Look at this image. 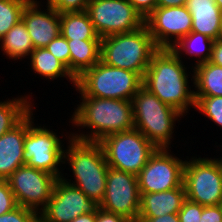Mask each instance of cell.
Masks as SVG:
<instances>
[{
	"label": "cell",
	"instance_id": "obj_1",
	"mask_svg": "<svg viewBox=\"0 0 222 222\" xmlns=\"http://www.w3.org/2000/svg\"><path fill=\"white\" fill-rule=\"evenodd\" d=\"M189 77L187 67L172 49L159 48L151 57L142 86L186 116L191 107L195 108Z\"/></svg>",
	"mask_w": 222,
	"mask_h": 222
},
{
	"label": "cell",
	"instance_id": "obj_2",
	"mask_svg": "<svg viewBox=\"0 0 222 222\" xmlns=\"http://www.w3.org/2000/svg\"><path fill=\"white\" fill-rule=\"evenodd\" d=\"M79 102L71 117L72 126L91 129L89 132L71 133L84 141L100 142L105 136L134 128L131 100L105 99L90 96L79 97Z\"/></svg>",
	"mask_w": 222,
	"mask_h": 222
},
{
	"label": "cell",
	"instance_id": "obj_3",
	"mask_svg": "<svg viewBox=\"0 0 222 222\" xmlns=\"http://www.w3.org/2000/svg\"><path fill=\"white\" fill-rule=\"evenodd\" d=\"M66 137L69 138V145L64 150V164L68 161L74 181L64 176L62 178L100 204L105 195L109 168L103 147L100 142L76 139L71 133Z\"/></svg>",
	"mask_w": 222,
	"mask_h": 222
},
{
	"label": "cell",
	"instance_id": "obj_4",
	"mask_svg": "<svg viewBox=\"0 0 222 222\" xmlns=\"http://www.w3.org/2000/svg\"><path fill=\"white\" fill-rule=\"evenodd\" d=\"M158 49L144 25L131 32L101 38L100 60L109 66L136 72L143 79Z\"/></svg>",
	"mask_w": 222,
	"mask_h": 222
},
{
	"label": "cell",
	"instance_id": "obj_5",
	"mask_svg": "<svg viewBox=\"0 0 222 222\" xmlns=\"http://www.w3.org/2000/svg\"><path fill=\"white\" fill-rule=\"evenodd\" d=\"M134 128L141 132L157 149L171 148L176 120L184 117L172 106L161 102L143 86L132 98Z\"/></svg>",
	"mask_w": 222,
	"mask_h": 222
},
{
	"label": "cell",
	"instance_id": "obj_6",
	"mask_svg": "<svg viewBox=\"0 0 222 222\" xmlns=\"http://www.w3.org/2000/svg\"><path fill=\"white\" fill-rule=\"evenodd\" d=\"M142 81L136 72L112 67L100 60L76 79L75 88L81 96L132 100Z\"/></svg>",
	"mask_w": 222,
	"mask_h": 222
},
{
	"label": "cell",
	"instance_id": "obj_7",
	"mask_svg": "<svg viewBox=\"0 0 222 222\" xmlns=\"http://www.w3.org/2000/svg\"><path fill=\"white\" fill-rule=\"evenodd\" d=\"M100 144L109 167L135 175L157 149L136 128L107 135Z\"/></svg>",
	"mask_w": 222,
	"mask_h": 222
},
{
	"label": "cell",
	"instance_id": "obj_8",
	"mask_svg": "<svg viewBox=\"0 0 222 222\" xmlns=\"http://www.w3.org/2000/svg\"><path fill=\"white\" fill-rule=\"evenodd\" d=\"M32 112L33 109L28 113V131L24 139L26 164L61 178L63 174L59 166L61 163L64 164L63 141L57 133L46 126H34Z\"/></svg>",
	"mask_w": 222,
	"mask_h": 222
},
{
	"label": "cell",
	"instance_id": "obj_9",
	"mask_svg": "<svg viewBox=\"0 0 222 222\" xmlns=\"http://www.w3.org/2000/svg\"><path fill=\"white\" fill-rule=\"evenodd\" d=\"M183 185L186 198L203 206L221 205L222 174L211 157L185 160Z\"/></svg>",
	"mask_w": 222,
	"mask_h": 222
},
{
	"label": "cell",
	"instance_id": "obj_10",
	"mask_svg": "<svg viewBox=\"0 0 222 222\" xmlns=\"http://www.w3.org/2000/svg\"><path fill=\"white\" fill-rule=\"evenodd\" d=\"M86 11L100 38L145 25V18L128 0H89Z\"/></svg>",
	"mask_w": 222,
	"mask_h": 222
},
{
	"label": "cell",
	"instance_id": "obj_11",
	"mask_svg": "<svg viewBox=\"0 0 222 222\" xmlns=\"http://www.w3.org/2000/svg\"><path fill=\"white\" fill-rule=\"evenodd\" d=\"M57 179L58 177L51 173L25 164L17 168L6 180L19 206L40 213L48 204Z\"/></svg>",
	"mask_w": 222,
	"mask_h": 222
},
{
	"label": "cell",
	"instance_id": "obj_12",
	"mask_svg": "<svg viewBox=\"0 0 222 222\" xmlns=\"http://www.w3.org/2000/svg\"><path fill=\"white\" fill-rule=\"evenodd\" d=\"M170 148H159L151 155L138 177L140 193H157L183 184L185 161L170 154Z\"/></svg>",
	"mask_w": 222,
	"mask_h": 222
},
{
	"label": "cell",
	"instance_id": "obj_13",
	"mask_svg": "<svg viewBox=\"0 0 222 222\" xmlns=\"http://www.w3.org/2000/svg\"><path fill=\"white\" fill-rule=\"evenodd\" d=\"M140 190L135 174L108 168L106 191L99 207L137 222L140 208Z\"/></svg>",
	"mask_w": 222,
	"mask_h": 222
},
{
	"label": "cell",
	"instance_id": "obj_14",
	"mask_svg": "<svg viewBox=\"0 0 222 222\" xmlns=\"http://www.w3.org/2000/svg\"><path fill=\"white\" fill-rule=\"evenodd\" d=\"M98 208V203L61 177L55 183L48 204L40 212V222H71L80 215L95 213Z\"/></svg>",
	"mask_w": 222,
	"mask_h": 222
},
{
	"label": "cell",
	"instance_id": "obj_15",
	"mask_svg": "<svg viewBox=\"0 0 222 222\" xmlns=\"http://www.w3.org/2000/svg\"><path fill=\"white\" fill-rule=\"evenodd\" d=\"M145 25L158 48L171 49L191 32L192 16L186 6L156 7L145 18Z\"/></svg>",
	"mask_w": 222,
	"mask_h": 222
},
{
	"label": "cell",
	"instance_id": "obj_16",
	"mask_svg": "<svg viewBox=\"0 0 222 222\" xmlns=\"http://www.w3.org/2000/svg\"><path fill=\"white\" fill-rule=\"evenodd\" d=\"M40 4L41 2L37 0H31L22 13V20L27 27L34 49L45 48L60 34V14L49 7L47 11H42Z\"/></svg>",
	"mask_w": 222,
	"mask_h": 222
},
{
	"label": "cell",
	"instance_id": "obj_17",
	"mask_svg": "<svg viewBox=\"0 0 222 222\" xmlns=\"http://www.w3.org/2000/svg\"><path fill=\"white\" fill-rule=\"evenodd\" d=\"M28 131V114L11 130L0 136V179L6 180L26 164L24 139Z\"/></svg>",
	"mask_w": 222,
	"mask_h": 222
},
{
	"label": "cell",
	"instance_id": "obj_18",
	"mask_svg": "<svg viewBox=\"0 0 222 222\" xmlns=\"http://www.w3.org/2000/svg\"><path fill=\"white\" fill-rule=\"evenodd\" d=\"M185 6L192 16L191 32L221 38L222 12L215 0H187Z\"/></svg>",
	"mask_w": 222,
	"mask_h": 222
},
{
	"label": "cell",
	"instance_id": "obj_19",
	"mask_svg": "<svg viewBox=\"0 0 222 222\" xmlns=\"http://www.w3.org/2000/svg\"><path fill=\"white\" fill-rule=\"evenodd\" d=\"M140 208L138 217H160L178 213L186 199L185 188H178L157 193H140Z\"/></svg>",
	"mask_w": 222,
	"mask_h": 222
},
{
	"label": "cell",
	"instance_id": "obj_20",
	"mask_svg": "<svg viewBox=\"0 0 222 222\" xmlns=\"http://www.w3.org/2000/svg\"><path fill=\"white\" fill-rule=\"evenodd\" d=\"M70 49V72L77 79L100 61L101 40H67Z\"/></svg>",
	"mask_w": 222,
	"mask_h": 222
},
{
	"label": "cell",
	"instance_id": "obj_21",
	"mask_svg": "<svg viewBox=\"0 0 222 222\" xmlns=\"http://www.w3.org/2000/svg\"><path fill=\"white\" fill-rule=\"evenodd\" d=\"M191 69L194 96H222V66L207 61Z\"/></svg>",
	"mask_w": 222,
	"mask_h": 222
},
{
	"label": "cell",
	"instance_id": "obj_22",
	"mask_svg": "<svg viewBox=\"0 0 222 222\" xmlns=\"http://www.w3.org/2000/svg\"><path fill=\"white\" fill-rule=\"evenodd\" d=\"M31 69L35 74L43 76L48 80L65 77L76 87V78L71 74L68 68L60 62L46 48H37L32 51L30 57Z\"/></svg>",
	"mask_w": 222,
	"mask_h": 222
},
{
	"label": "cell",
	"instance_id": "obj_23",
	"mask_svg": "<svg viewBox=\"0 0 222 222\" xmlns=\"http://www.w3.org/2000/svg\"><path fill=\"white\" fill-rule=\"evenodd\" d=\"M60 33L67 40H101L87 11L61 13Z\"/></svg>",
	"mask_w": 222,
	"mask_h": 222
},
{
	"label": "cell",
	"instance_id": "obj_24",
	"mask_svg": "<svg viewBox=\"0 0 222 222\" xmlns=\"http://www.w3.org/2000/svg\"><path fill=\"white\" fill-rule=\"evenodd\" d=\"M0 42L1 49L4 51L3 55L12 60L27 58L34 50L31 37L22 19L0 39Z\"/></svg>",
	"mask_w": 222,
	"mask_h": 222
},
{
	"label": "cell",
	"instance_id": "obj_25",
	"mask_svg": "<svg viewBox=\"0 0 222 222\" xmlns=\"http://www.w3.org/2000/svg\"><path fill=\"white\" fill-rule=\"evenodd\" d=\"M214 40L204 34L190 32L182 37L171 49L182 59V53L198 57L194 65L207 62L211 57Z\"/></svg>",
	"mask_w": 222,
	"mask_h": 222
},
{
	"label": "cell",
	"instance_id": "obj_26",
	"mask_svg": "<svg viewBox=\"0 0 222 222\" xmlns=\"http://www.w3.org/2000/svg\"><path fill=\"white\" fill-rule=\"evenodd\" d=\"M30 96L0 101V136L16 126L32 109ZM32 104V105H31Z\"/></svg>",
	"mask_w": 222,
	"mask_h": 222
},
{
	"label": "cell",
	"instance_id": "obj_27",
	"mask_svg": "<svg viewBox=\"0 0 222 222\" xmlns=\"http://www.w3.org/2000/svg\"><path fill=\"white\" fill-rule=\"evenodd\" d=\"M31 0H0V39L22 19V13Z\"/></svg>",
	"mask_w": 222,
	"mask_h": 222
},
{
	"label": "cell",
	"instance_id": "obj_28",
	"mask_svg": "<svg viewBox=\"0 0 222 222\" xmlns=\"http://www.w3.org/2000/svg\"><path fill=\"white\" fill-rule=\"evenodd\" d=\"M222 127V96H195V108Z\"/></svg>",
	"mask_w": 222,
	"mask_h": 222
},
{
	"label": "cell",
	"instance_id": "obj_29",
	"mask_svg": "<svg viewBox=\"0 0 222 222\" xmlns=\"http://www.w3.org/2000/svg\"><path fill=\"white\" fill-rule=\"evenodd\" d=\"M0 222H40V213L18 206L12 211L0 215Z\"/></svg>",
	"mask_w": 222,
	"mask_h": 222
},
{
	"label": "cell",
	"instance_id": "obj_30",
	"mask_svg": "<svg viewBox=\"0 0 222 222\" xmlns=\"http://www.w3.org/2000/svg\"><path fill=\"white\" fill-rule=\"evenodd\" d=\"M60 62L70 71V49L67 39L61 33L53 39L46 47Z\"/></svg>",
	"mask_w": 222,
	"mask_h": 222
},
{
	"label": "cell",
	"instance_id": "obj_31",
	"mask_svg": "<svg viewBox=\"0 0 222 222\" xmlns=\"http://www.w3.org/2000/svg\"><path fill=\"white\" fill-rule=\"evenodd\" d=\"M89 0H47V7L54 8L59 14L87 10Z\"/></svg>",
	"mask_w": 222,
	"mask_h": 222
},
{
	"label": "cell",
	"instance_id": "obj_32",
	"mask_svg": "<svg viewBox=\"0 0 222 222\" xmlns=\"http://www.w3.org/2000/svg\"><path fill=\"white\" fill-rule=\"evenodd\" d=\"M203 207V205L186 198L178 212L180 222H200Z\"/></svg>",
	"mask_w": 222,
	"mask_h": 222
},
{
	"label": "cell",
	"instance_id": "obj_33",
	"mask_svg": "<svg viewBox=\"0 0 222 222\" xmlns=\"http://www.w3.org/2000/svg\"><path fill=\"white\" fill-rule=\"evenodd\" d=\"M18 203L7 180L0 179V215L18 207Z\"/></svg>",
	"mask_w": 222,
	"mask_h": 222
},
{
	"label": "cell",
	"instance_id": "obj_34",
	"mask_svg": "<svg viewBox=\"0 0 222 222\" xmlns=\"http://www.w3.org/2000/svg\"><path fill=\"white\" fill-rule=\"evenodd\" d=\"M200 222H222L221 205L204 206Z\"/></svg>",
	"mask_w": 222,
	"mask_h": 222
},
{
	"label": "cell",
	"instance_id": "obj_35",
	"mask_svg": "<svg viewBox=\"0 0 222 222\" xmlns=\"http://www.w3.org/2000/svg\"><path fill=\"white\" fill-rule=\"evenodd\" d=\"M146 18L157 6V0H128Z\"/></svg>",
	"mask_w": 222,
	"mask_h": 222
},
{
	"label": "cell",
	"instance_id": "obj_36",
	"mask_svg": "<svg viewBox=\"0 0 222 222\" xmlns=\"http://www.w3.org/2000/svg\"><path fill=\"white\" fill-rule=\"evenodd\" d=\"M96 222H131L126 217L115 214L102 208H98L96 211Z\"/></svg>",
	"mask_w": 222,
	"mask_h": 222
},
{
	"label": "cell",
	"instance_id": "obj_37",
	"mask_svg": "<svg viewBox=\"0 0 222 222\" xmlns=\"http://www.w3.org/2000/svg\"><path fill=\"white\" fill-rule=\"evenodd\" d=\"M209 62L222 66V39L214 40Z\"/></svg>",
	"mask_w": 222,
	"mask_h": 222
},
{
	"label": "cell",
	"instance_id": "obj_38",
	"mask_svg": "<svg viewBox=\"0 0 222 222\" xmlns=\"http://www.w3.org/2000/svg\"><path fill=\"white\" fill-rule=\"evenodd\" d=\"M137 222H180V220L178 213H172L160 217H138Z\"/></svg>",
	"mask_w": 222,
	"mask_h": 222
},
{
	"label": "cell",
	"instance_id": "obj_39",
	"mask_svg": "<svg viewBox=\"0 0 222 222\" xmlns=\"http://www.w3.org/2000/svg\"><path fill=\"white\" fill-rule=\"evenodd\" d=\"M187 0H157L156 7L185 6Z\"/></svg>",
	"mask_w": 222,
	"mask_h": 222
},
{
	"label": "cell",
	"instance_id": "obj_40",
	"mask_svg": "<svg viewBox=\"0 0 222 222\" xmlns=\"http://www.w3.org/2000/svg\"><path fill=\"white\" fill-rule=\"evenodd\" d=\"M71 222H96V212L80 215L73 219Z\"/></svg>",
	"mask_w": 222,
	"mask_h": 222
},
{
	"label": "cell",
	"instance_id": "obj_41",
	"mask_svg": "<svg viewBox=\"0 0 222 222\" xmlns=\"http://www.w3.org/2000/svg\"><path fill=\"white\" fill-rule=\"evenodd\" d=\"M214 160L219 165V168H220V171H221V174H222V156L220 158H214Z\"/></svg>",
	"mask_w": 222,
	"mask_h": 222
},
{
	"label": "cell",
	"instance_id": "obj_42",
	"mask_svg": "<svg viewBox=\"0 0 222 222\" xmlns=\"http://www.w3.org/2000/svg\"><path fill=\"white\" fill-rule=\"evenodd\" d=\"M216 4L219 6L222 12V0H215Z\"/></svg>",
	"mask_w": 222,
	"mask_h": 222
}]
</instances>
